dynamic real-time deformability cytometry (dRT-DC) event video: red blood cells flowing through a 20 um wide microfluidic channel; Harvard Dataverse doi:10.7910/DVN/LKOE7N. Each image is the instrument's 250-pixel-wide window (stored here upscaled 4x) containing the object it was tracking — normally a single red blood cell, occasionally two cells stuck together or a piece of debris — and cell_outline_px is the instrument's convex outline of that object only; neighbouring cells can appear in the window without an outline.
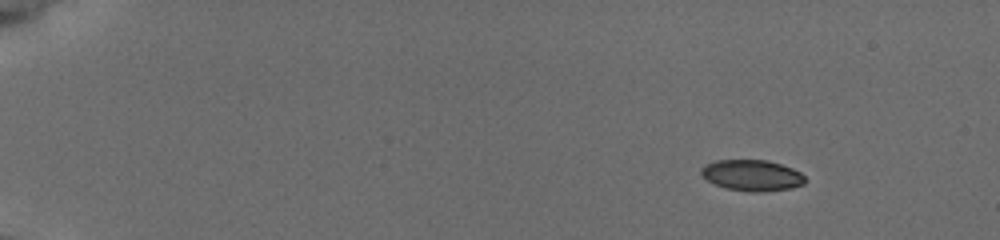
{"species": "common noctule bat (a hibernating species)", "species_latin": "Nyctalus noctula", "temperature_condition": "cold", "stored_images_in_passage": 50, "camera_frame_rate_fps": 3000, "um_per_image_px": 0.085, "animal": {"sex": "female", "body_mass_g": 19.5, "forearm_length_mm": 54.1}, "frame": {"image": 1, "passage_image": 1, "time_ms": 0.0, "image_size_px": [1000, 240], "cell_outline_px": [[804, 184], [792, 188], [756, 192], [752, 192], [724, 188], [708, 180], [700, 172], [700, 168], [716, 160], [768, 160], [792, 168], [800, 172], [804, 176]], "centroid_in_image_um": [63.93, 14.9], "position_along_channel_um": 21.1, "area_um2": 18.61}}
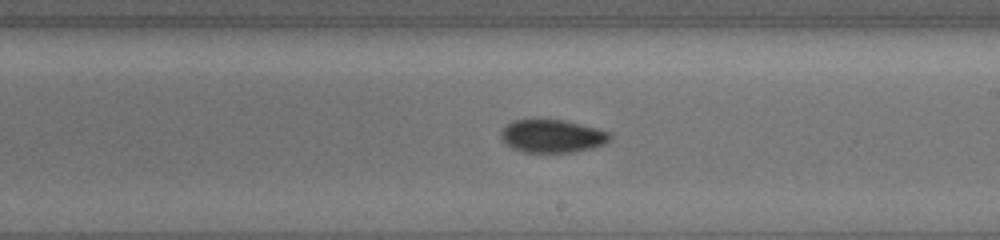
{"frame": {"image": 2, "passage_image": 29, "time_ms": 9.333, "image_size_px": [1000, 240], "cell_outline_px": [[612, 140], [604, 144], [592, 148], [572, 152], [524, 152], [512, 148], [500, 136], [500, 132], [512, 120], [564, 120], [600, 128], [612, 132]], "centroid_in_image_um": [47.02, 11.56], "position_along_channel_um": 242.0, "area_um2": 21.04}}
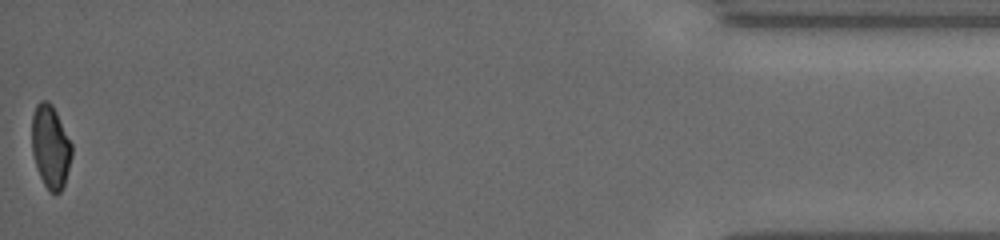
{"frame": {"image": 3, "passage_image": 50, "time_ms": 16.333, "image_size_px": [1000, 240], "cell_outline_px": [[72, 156], [64, 184], [60, 192], [52, 192], [44, 184], [40, 176], [32, 152], [32, 116], [36, 104], [40, 100], [48, 100], [52, 104], [72, 144]], "centroid_in_image_um": [4.29, 12.42], "position_along_channel_um": 430.9, "area_um2": 19.13}, "authors_computed_cell_mechanics": {"area_um2": 20.0855, "velocity_mm_per_s": 3.8, "shape_relaxation_time_tau1_ms": 4.8847, "shape_relaxation_time_tau2_ms": 2.9158, "deformation_change_tau1": 0.1331, "deformation_change_tau2": 0.0592}}